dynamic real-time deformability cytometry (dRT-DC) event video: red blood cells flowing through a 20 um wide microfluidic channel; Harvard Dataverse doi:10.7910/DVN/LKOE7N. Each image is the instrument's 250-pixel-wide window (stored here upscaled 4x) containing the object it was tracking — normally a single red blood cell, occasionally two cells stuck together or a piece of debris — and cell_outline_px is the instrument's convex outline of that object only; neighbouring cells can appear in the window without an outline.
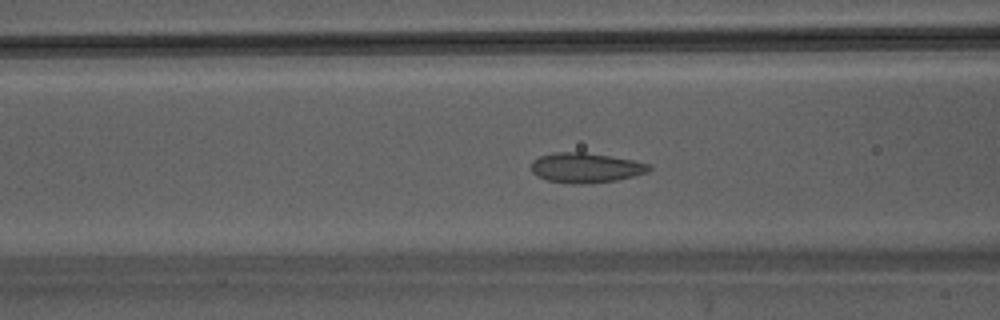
{"species": "Egyptian fruit bat (a non-hibernating species)", "species_latin": "Rousettus aegyptiacus", "temperature_condition": "warm", "stored_images_in_passage": 46, "camera_frame_rate_fps": 3000, "um_per_image_px": 0.085, "animal": {"sex": "male"}, "frame": {"image": 1, "passage_image": 18, "time_ms": 5.667, "image_size_px": [1000, 320], "cell_outline_px": [[652, 168], [648, 172], [616, 180], [584, 184], [568, 184], [548, 180], [536, 176], [532, 172], [532, 160], [540, 156], [552, 152], [584, 152], [632, 160], [648, 164]], "centroid_in_image_um": [49.74, 14.26], "position_along_channel_um": 116.9, "area_um2": 20.46}}
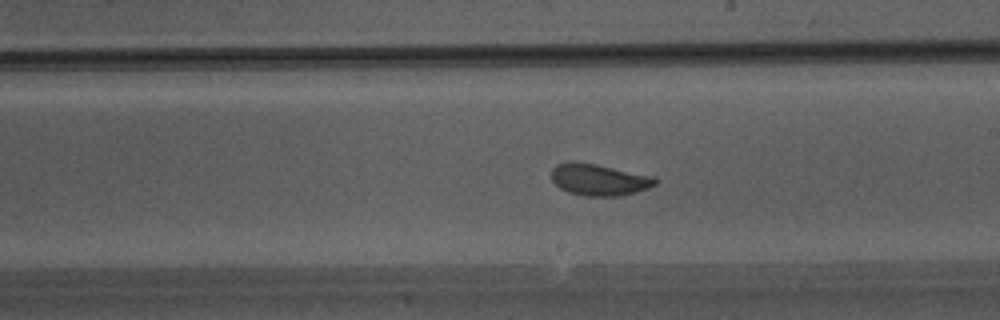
{"frame": {"image": 2, "passage_image": 26, "time_ms": 8.333, "image_size_px": [1000, 320], "cell_outline_px": [[660, 180], [656, 184], [648, 188], [636, 192], [620, 196], [584, 196], [568, 192], [560, 188], [552, 180], [552, 168], [556, 164], [568, 160], [572, 160], [596, 164], [652, 176]], "centroid_in_image_um": [50.89, 15.26], "position_along_channel_um": 238.1, "area_um2": 19.31}}
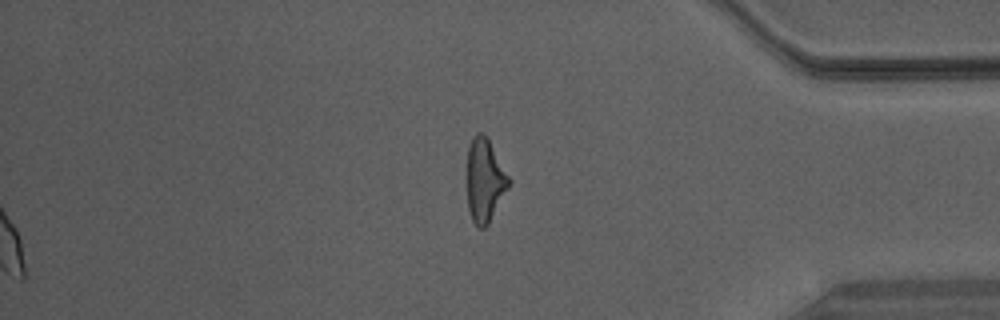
{"frame": {"image": 3, "passage_image": 46, "time_ms": 15.0, "image_size_px": [1000, 320], "cell_outline_px": [[512, 180], [508, 188], [488, 224], [484, 228], [480, 228], [472, 220], [468, 208], [464, 180], [468, 148], [472, 136], [476, 132], [484, 132]], "centroid_in_image_um": [41.15, 15.29], "position_along_channel_um": 394.0, "area_um2": 21.04}}